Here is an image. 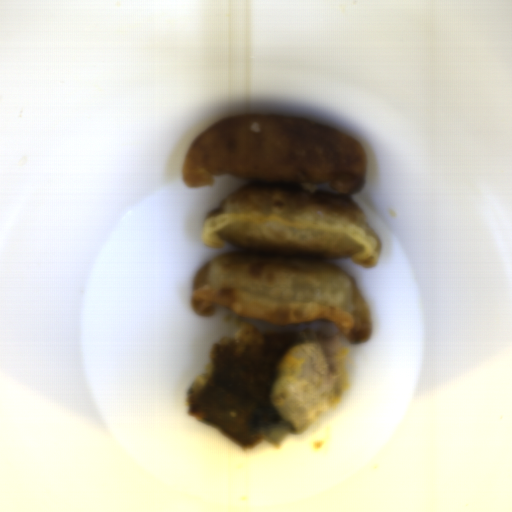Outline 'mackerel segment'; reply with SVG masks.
<instances>
[{"label": "mackerel segment", "mask_w": 512, "mask_h": 512, "mask_svg": "<svg viewBox=\"0 0 512 512\" xmlns=\"http://www.w3.org/2000/svg\"><path fill=\"white\" fill-rule=\"evenodd\" d=\"M347 352L342 338L326 330L265 332L243 324L210 346L202 373L188 387L187 415L242 450L263 441L278 449L345 397Z\"/></svg>", "instance_id": "14911b7f"}]
</instances>
